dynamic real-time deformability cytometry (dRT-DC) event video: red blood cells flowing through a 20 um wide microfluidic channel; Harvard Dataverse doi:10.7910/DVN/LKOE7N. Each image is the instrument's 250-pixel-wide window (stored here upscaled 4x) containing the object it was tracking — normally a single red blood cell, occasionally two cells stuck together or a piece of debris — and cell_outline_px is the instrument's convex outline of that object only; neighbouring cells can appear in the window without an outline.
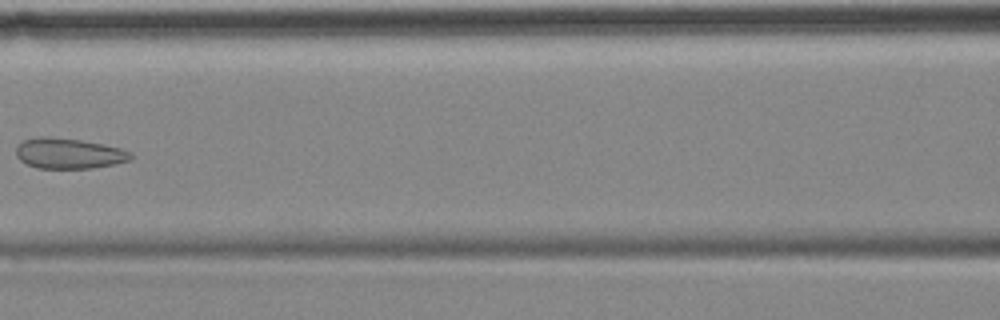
{"species": "common noctule bat (a hibernating species)", "species_latin": "Nyctalus noctula", "temperature_condition": "cold", "stored_images_in_passage": 10, "camera_frame_rate_fps": 3000, "um_per_image_px": 0.085, "animal": {"sex": "female", "body_mass_g": 18.4}, "frame": {"image": 1, "passage_image": 6, "time_ms": 7.667, "image_size_px": [1000, 320], "cell_outline_px": [[132, 156], [128, 160], [116, 164], [92, 168], [36, 168], [20, 160], [16, 156], [16, 148], [24, 140], [40, 136], [48, 136], [80, 140], [104, 144], [120, 148], [132, 152]], "centroid_in_image_um": [5.85, 13.04], "position_along_channel_um": 160.7, "area_um2": 20.35}}
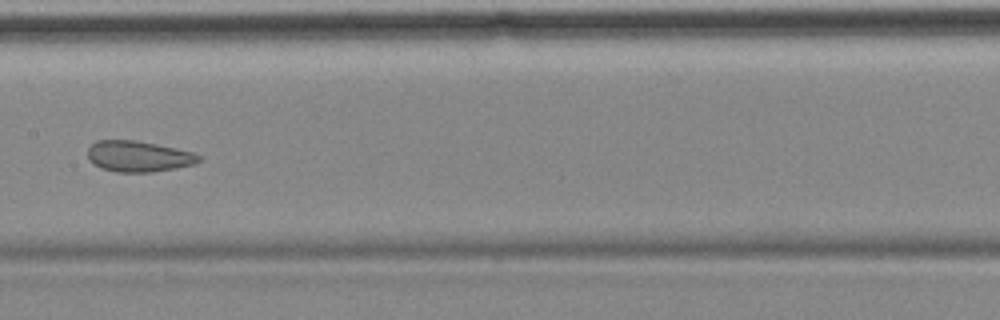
{"frame": {"image": 2, "passage_image": 7, "time_ms": 8.667, "image_size_px": [1000, 320], "cell_outline_px": [[200, 160], [196, 164], [176, 168], [152, 172], [116, 172], [100, 168], [92, 164], [88, 160], [88, 148], [96, 140], [136, 140], [156, 144], [192, 152], [200, 156]], "centroid_in_image_um": [11.73, 13.3], "position_along_channel_um": 195.7, "area_um2": 20.11}}